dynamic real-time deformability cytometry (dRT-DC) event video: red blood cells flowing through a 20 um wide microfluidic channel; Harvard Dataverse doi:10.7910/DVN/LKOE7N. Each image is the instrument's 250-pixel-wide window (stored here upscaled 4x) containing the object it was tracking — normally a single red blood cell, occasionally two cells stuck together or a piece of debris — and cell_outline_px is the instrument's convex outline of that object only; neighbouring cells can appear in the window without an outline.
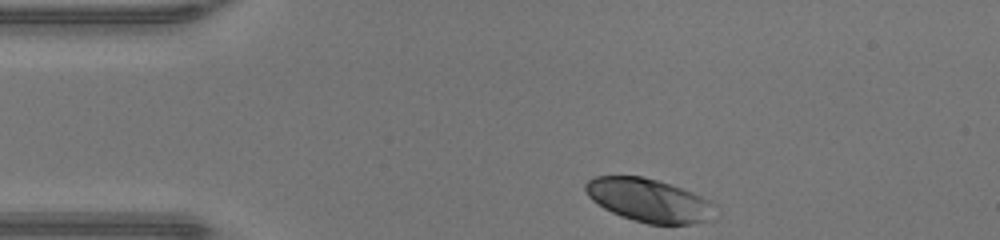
{"species": "human", "species_latin": "Homo sapiens", "temperature_condition": "warm", "stored_images_in_passage": 31, "camera_frame_rate_fps": 3000, "um_per_image_px": 0.085, "donor": {"sex": "male"}, "frame": {"image": 1, "passage_image": 1, "time_ms": 0.0, "image_size_px": [1000, 240], "cell_outline_px": [[708, 200], [704, 220], [692, 224], [648, 224], [632, 220], [620, 216], [604, 208], [592, 200], [588, 196], [584, 188], [584, 184], [588, 180], [596, 176], [640, 176], [656, 180], [692, 192]], "centroid_in_image_um": [54.95, 17.0], "position_along_channel_um": 30.0, "area_um2": 31.44}}
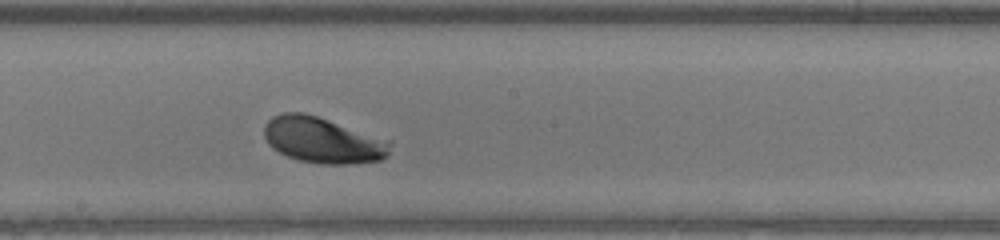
{"frame": {"image": 2, "passage_image": 18, "time_ms": 5.667, "image_size_px": [1000, 240], "cell_outline_px": [[392, 144], [388, 156], [380, 160], [356, 164], [324, 164], [300, 160], [288, 156], [272, 148], [268, 144], [264, 136], [264, 124], [272, 116], [284, 112], [304, 112], [392, 140]], "centroid_in_image_um": [27.47, 11.91], "position_along_channel_um": 220.7, "area_um2": 33.99}}
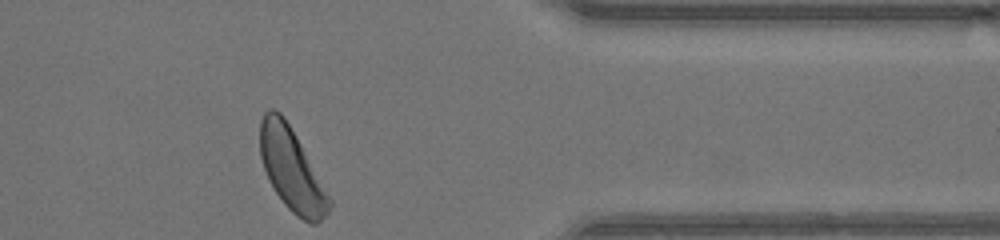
{"frame": {"image": 3, "passage_image": 31, "time_ms": 10.0, "image_size_px": [1000, 240], "cell_outline_px": [[332, 204], [328, 212], [316, 224], [312, 224], [296, 216], [284, 204], [268, 180], [260, 156], [260, 120], [264, 112], [268, 108], [272, 108], [280, 112], [284, 116], [296, 136], [332, 200]], "centroid_in_image_um": [24.77, 14.4], "position_along_channel_um": 386.6, "area_um2": 33.0}, "authors_computed_cell_mechanics": {"area_um2": 31.79, "velocity_mm_per_s": 4.2956, "shape_relaxation_time_tau1_ms": 0.9272, "shape_relaxation_time_tau2_ms": null, "deformation_change_tau1": 0.1033, "deformation_change_tau2": null}}